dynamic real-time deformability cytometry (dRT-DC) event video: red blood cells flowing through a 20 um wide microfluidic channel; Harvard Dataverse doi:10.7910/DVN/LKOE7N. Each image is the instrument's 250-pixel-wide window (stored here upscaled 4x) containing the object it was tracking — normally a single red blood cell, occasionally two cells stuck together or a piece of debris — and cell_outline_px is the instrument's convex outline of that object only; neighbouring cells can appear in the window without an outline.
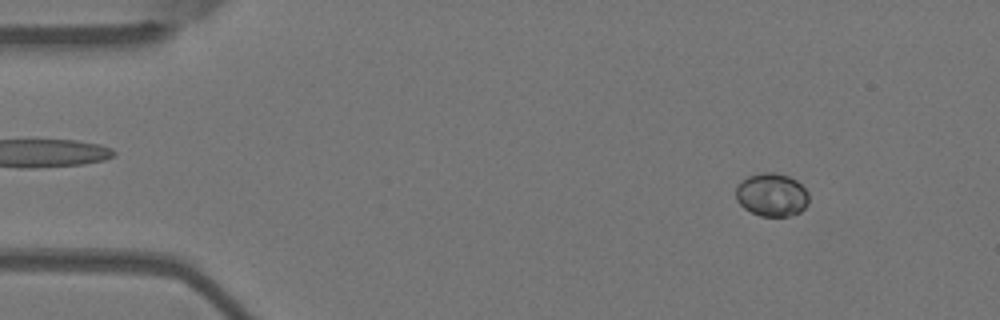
{"species": "Egyptian fruit bat (a non-hibernating species)", "species_latin": "Rousettus aegyptiacus", "temperature_condition": "warm", "stored_images_in_passage": 26, "camera_frame_rate_fps": 3000, "um_per_image_px": 0.085, "animal": {"sex": "female"}, "frame": {"image": 1, "passage_image": 6, "time_ms": 1.667, "image_size_px": [1000, 320], "cell_outline_px": [[808, 204], [800, 212], [788, 216], [760, 216], [744, 208], [736, 200], [736, 188], [748, 176], [760, 172], [776, 172], [788, 176], [796, 180], [808, 192]], "centroid_in_image_um": [65.61, 16.55], "position_along_channel_um": 19.4, "area_um2": 18.32}}
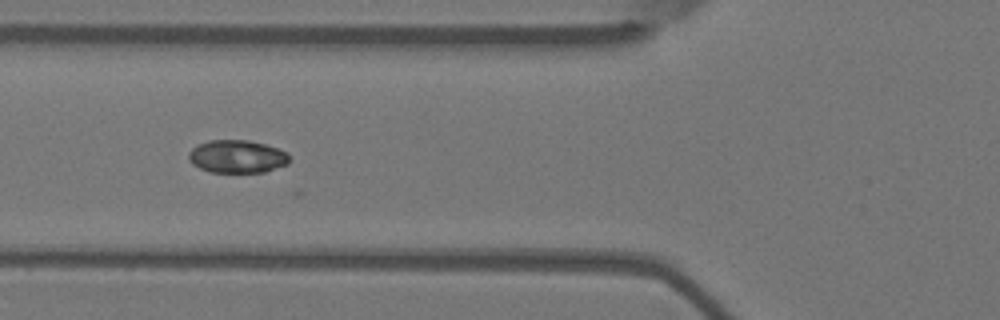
{"frame": {"image": 2, "passage_image": 20, "time_ms": 6.333, "image_size_px": [1000, 320], "cell_outline_px": [[288, 164], [264, 172], [208, 172], [192, 164], [188, 160], [188, 152], [192, 148], [208, 140], [248, 140], [264, 144], [288, 152]], "centroid_in_image_um": [20.12, 13.31], "position_along_channel_um": 105.7, "area_um2": 19.31}}
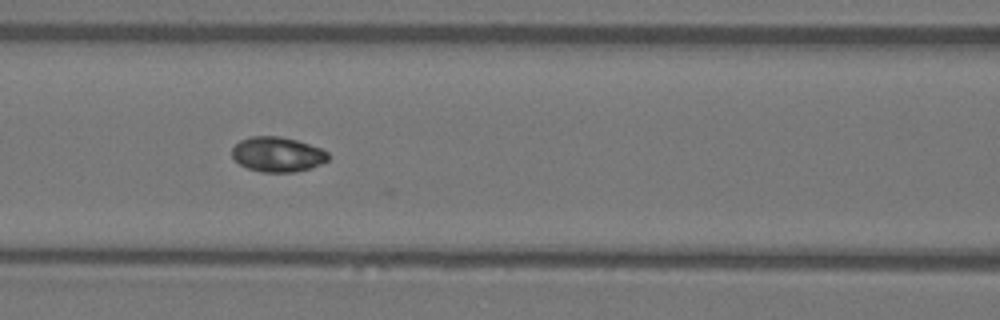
{"frame": {"image": 3, "passage_image": 23, "time_ms": 7.333, "image_size_px": [1000, 320], "cell_outline_px": [[328, 160], [312, 168], [296, 172], [260, 172], [248, 168], [240, 164], [232, 156], [232, 148], [240, 140], [252, 136], [280, 136], [296, 140], [320, 148], [328, 152]], "centroid_in_image_um": [23.59, 13.13], "position_along_channel_um": 143.0, "area_um2": 19.54}}